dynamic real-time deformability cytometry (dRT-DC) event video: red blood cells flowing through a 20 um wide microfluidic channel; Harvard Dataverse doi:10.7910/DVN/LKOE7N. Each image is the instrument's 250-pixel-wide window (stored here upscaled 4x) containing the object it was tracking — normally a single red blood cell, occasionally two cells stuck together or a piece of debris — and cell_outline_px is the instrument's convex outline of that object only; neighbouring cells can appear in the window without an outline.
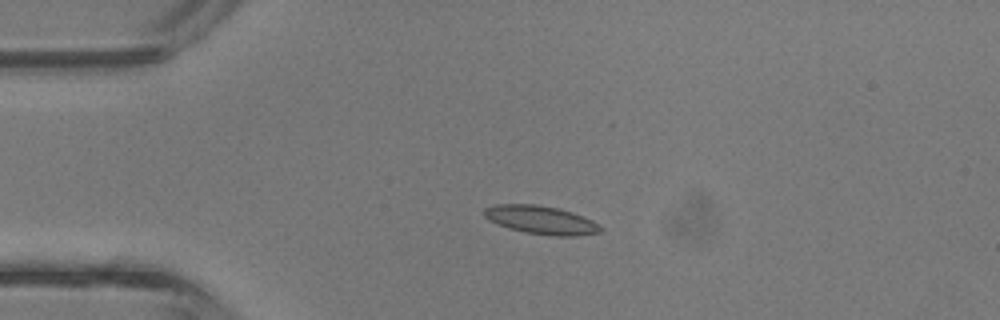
{"species": "common noctule bat (a hibernating species)", "species_latin": "Nyctalus noctula", "temperature_condition": "room temperature", "stored_images_in_passage": 34, "camera_frame_rate_fps": 3000, "um_per_image_px": 0.085, "animal": {"sex": "male", "body_mass_g": 13.3}, "frame": {"image": 1, "passage_image": 1, "time_ms": 0.0, "image_size_px": [1000, 320], "cell_outline_px": [[604, 228], [600, 232], [576, 236], [556, 236], [528, 232], [512, 228], [488, 220], [484, 216], [484, 208], [496, 204], [536, 204], [560, 208], [572, 212], [592, 220], [600, 224]], "centroid_in_image_um": [46.03, 18.68], "position_along_channel_um": 39.0, "area_um2": 19.07}}
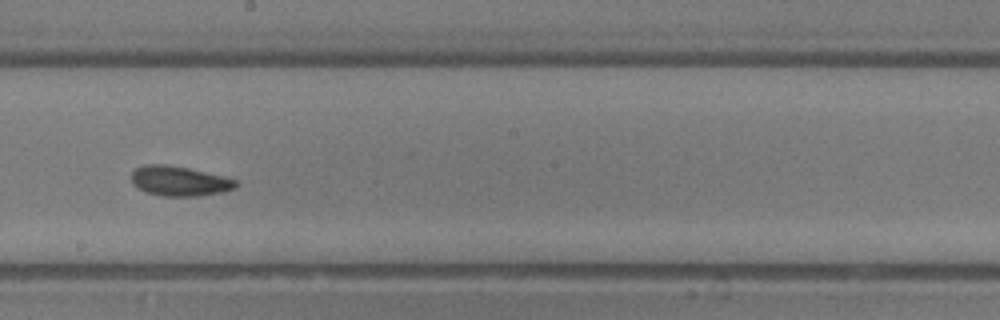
{"frame": {"image": 2, "passage_image": 15, "time_ms": 4.667, "image_size_px": [1000, 320], "cell_outline_px": [[240, 184], [236, 188], [224, 192], [200, 196], [160, 196], [144, 192], [132, 184], [132, 172], [136, 168], [144, 164], [164, 164], [188, 168], [224, 176], [236, 180]], "centroid_in_image_um": [15.26, 15.4], "position_along_channel_um": 232.9, "area_um2": 18.44}}
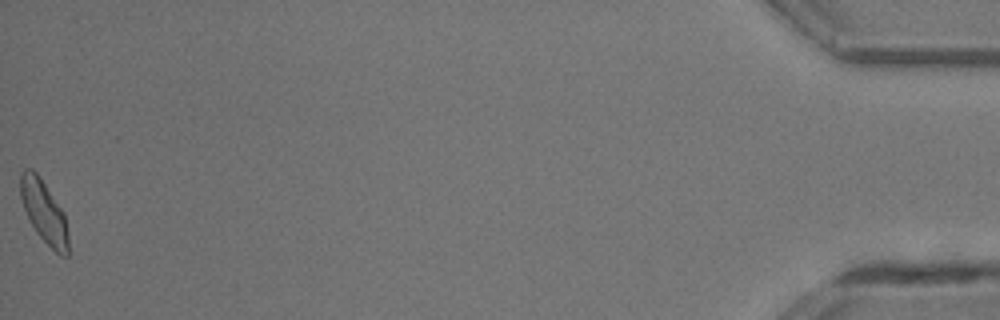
{"frame": {"image": 3, "passage_image": 34, "time_ms": 11.0, "image_size_px": [1000, 320], "cell_outline_px": [[68, 256], [60, 256], [36, 232], [24, 208], [20, 196], [20, 172], [24, 168], [32, 168], [36, 172], [64, 212], [68, 232]], "centroid_in_image_um": [3.74, 17.98], "position_along_channel_um": 431.5, "area_um2": 17.22}, "authors_computed_cell_mechanics": {"area_um2": 17.5712, "velocity_mm_per_s": 4.7946, "shape_relaxation_time_tau1_ms": 2.8558, "shape_relaxation_time_tau2_ms": 3.3553, "deformation_change_tau1": 0.107, "deformation_change_tau2": 0.0942}}